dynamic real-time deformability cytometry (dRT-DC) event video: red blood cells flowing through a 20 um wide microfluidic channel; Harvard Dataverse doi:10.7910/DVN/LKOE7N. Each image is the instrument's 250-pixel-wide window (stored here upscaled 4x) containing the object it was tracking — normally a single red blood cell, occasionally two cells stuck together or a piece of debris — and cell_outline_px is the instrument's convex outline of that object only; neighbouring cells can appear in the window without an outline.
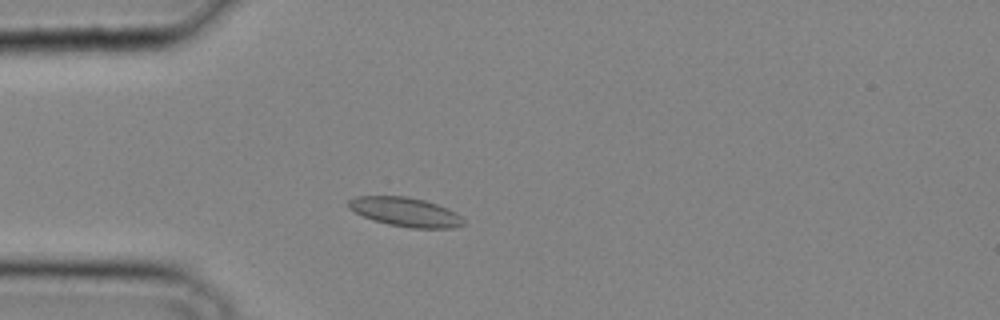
{"species": "common noctule bat (a hibernating species)", "species_latin": "Nyctalus noctula", "temperature_condition": "cold", "stored_images_in_passage": 31, "camera_frame_rate_fps": 3000, "um_per_image_px": 0.085, "animal": {"sex": "male", "body_mass_g": 20.4}, "frame": {"image": 1, "passage_image": 6, "time_ms": 1.667, "image_size_px": [1000, 320], "cell_outline_px": [[464, 224], [452, 228], [412, 228], [388, 224], [372, 220], [348, 208], [348, 200], [356, 196], [404, 196], [424, 200], [448, 208], [456, 212], [464, 220]], "centroid_in_image_um": [34.45, 18.01], "position_along_channel_um": 50.5, "area_um2": 19.42}}
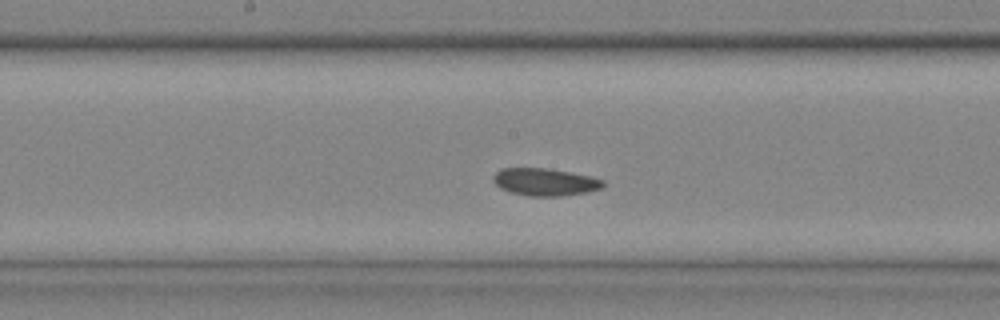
{"frame": {"image": 2, "passage_image": 15, "time_ms": 4.667, "image_size_px": [1000, 320], "cell_outline_px": [[604, 184], [600, 188], [584, 192], [560, 196], [528, 196], [512, 192], [500, 188], [492, 180], [492, 176], [500, 168], [548, 168], [592, 176], [604, 180]], "centroid_in_image_um": [46.29, 15.45], "position_along_channel_um": 201.9, "area_um2": 17.51}}
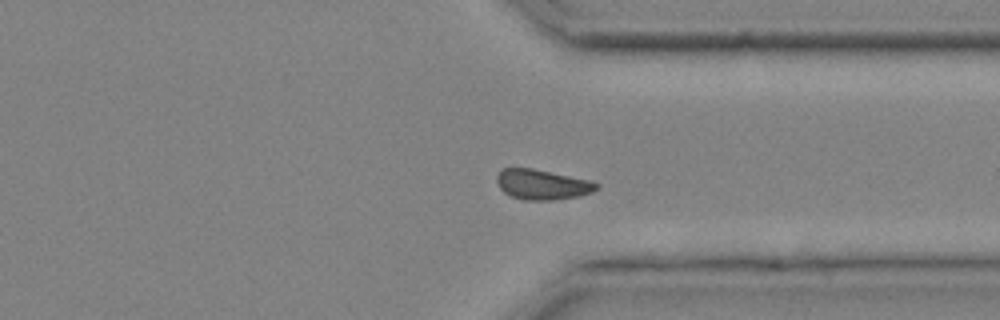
{"frame": {"image": 3, "passage_image": 24, "time_ms": 7.667, "image_size_px": [1000, 320], "cell_outline_px": [[600, 188], [592, 192], [580, 196], [556, 200], [524, 200], [512, 196], [504, 192], [500, 188], [496, 180], [496, 176], [504, 168], [532, 168], [592, 180], [600, 184]], "centroid_in_image_um": [46.15, 15.69], "position_along_channel_um": 365.3, "area_um2": 17.69}}